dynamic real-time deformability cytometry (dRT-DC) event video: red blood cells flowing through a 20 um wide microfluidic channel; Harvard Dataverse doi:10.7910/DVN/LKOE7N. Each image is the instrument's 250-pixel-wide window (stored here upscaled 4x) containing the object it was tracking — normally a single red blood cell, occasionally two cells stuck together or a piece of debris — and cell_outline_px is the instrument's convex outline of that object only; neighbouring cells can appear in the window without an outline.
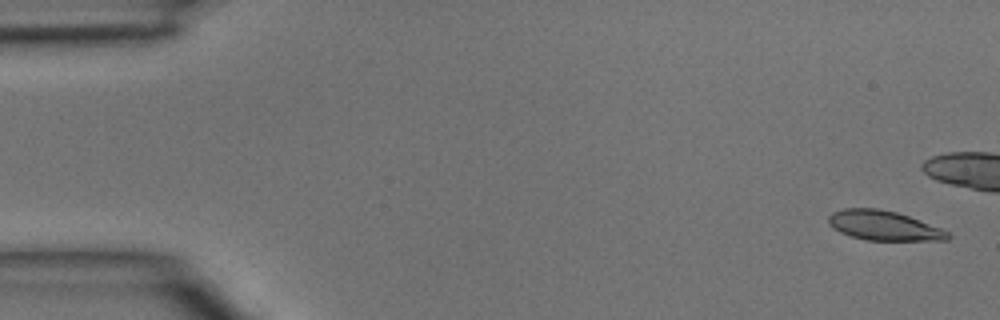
{"species": "common noctule bat (a hibernating species)", "species_latin": "Nyctalus noctula", "temperature_condition": "room temperature", "stored_images_in_passage": 5, "camera_frame_rate_fps": 3000, "um_per_image_px": 0.085, "animal": {"sex": "male", "body_mass_g": 15.6}, "frame": {"image": 1, "passage_image": 1, "time_ms": 0.0, "image_size_px": [1000, 320], "cell_outline_px": [[952, 236], [948, 240], [864, 240], [840, 232], [832, 228], [828, 224], [828, 216], [832, 212], [844, 208], [876, 208], [896, 212], [908, 216], [940, 228], [948, 232]], "centroid_in_image_um": [75.08, 19.17], "position_along_channel_um": 9.9, "area_um2": 20.52}}